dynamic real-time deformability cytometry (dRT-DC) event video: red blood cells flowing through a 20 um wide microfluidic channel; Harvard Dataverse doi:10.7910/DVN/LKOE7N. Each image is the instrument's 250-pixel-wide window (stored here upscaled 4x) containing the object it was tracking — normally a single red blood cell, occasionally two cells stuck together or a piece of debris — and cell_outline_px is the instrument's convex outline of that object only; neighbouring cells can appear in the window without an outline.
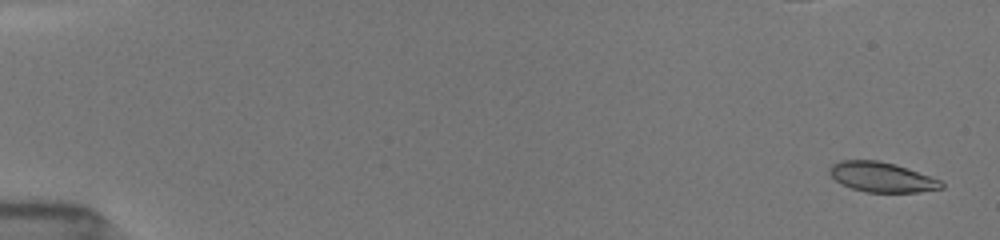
{"species": "common noctule bat (a hibernating species)", "species_latin": "Nyctalus noctula", "temperature_condition": "room temperature", "stored_images_in_passage": 39, "camera_frame_rate_fps": 3000, "um_per_image_px": 0.085, "animal": {"sex": "female", "body_mass_g": 19.5, "forearm_length_mm": 54.1}, "frame": {"image": 1, "passage_image": 2, "time_ms": 0.333, "image_size_px": [1000, 240], "cell_outline_px": [[944, 188], [920, 192], [868, 192], [852, 188], [840, 184], [828, 172], [828, 168], [832, 164], [840, 160], [880, 160], [896, 164], [940, 180], [944, 184]], "centroid_in_image_um": [74.93, 15.05], "position_along_channel_um": 10.1, "area_um2": 19.54}}
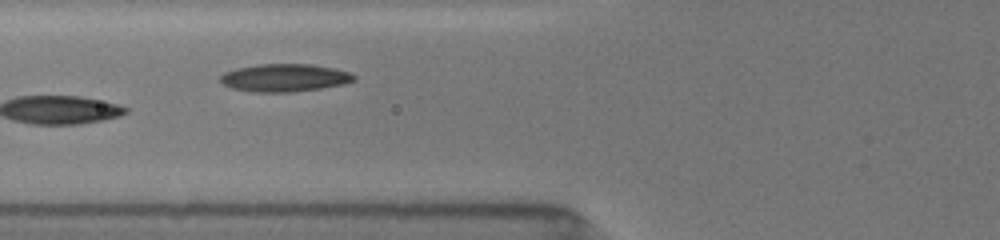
{"frame": {"image": 2, "passage_image": 24, "time_ms": 7.333, "image_size_px": [1000, 240], "cell_outline_px": [[356, 80], [344, 84], [320, 88], [292, 92], [252, 92], [232, 88], [224, 84], [220, 80], [220, 76], [224, 72], [236, 68], [260, 64], [308, 64], [332, 68], [348, 72], [356, 76]], "centroid_in_image_um": [24.17, 6.61], "position_along_channel_um": 101.6, "area_um2": 21.5}, "authors_computed_cell_mechanics": {"area_um2": 20.519, "velocity_mm_per_s": 3.9358, "shape_relaxation_time_tau1_ms": 6.1078, "shape_relaxation_time_tau2_ms": 2.407, "deformation_change_tau1": 0.2009, "deformation_change_tau2": 0.0743}}